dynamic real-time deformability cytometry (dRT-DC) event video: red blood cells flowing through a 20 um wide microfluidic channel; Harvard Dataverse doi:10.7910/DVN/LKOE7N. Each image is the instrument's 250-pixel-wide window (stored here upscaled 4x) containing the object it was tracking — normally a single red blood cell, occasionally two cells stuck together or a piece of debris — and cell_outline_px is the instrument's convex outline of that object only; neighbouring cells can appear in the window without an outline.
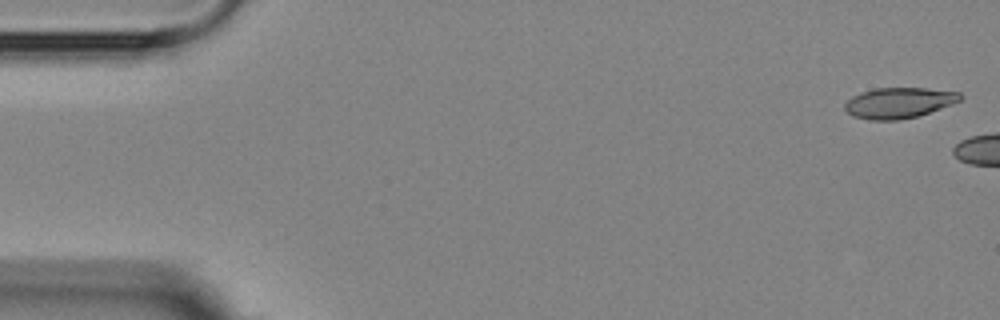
{"species": "Egyptian fruit bat (a non-hibernating species)", "species_latin": "Rousettus aegyptiacus", "temperature_condition": "room temperature", "stored_images_in_passage": 2, "camera_frame_rate_fps": 3000, "um_per_image_px": 0.085, "animal": {"sex": "female"}, "frame": {"image": 1, "passage_image": 1, "time_ms": 0.0, "image_size_px": [1000, 320], "cell_outline_px": [[964, 96], [960, 100], [952, 104], [916, 116], [900, 120], [868, 120], [852, 116], [844, 108], [844, 104], [852, 96], [860, 92], [876, 88], [924, 88], [960, 92]], "centroid_in_image_um": [76.38, 8.74], "position_along_channel_um": 8.6, "area_um2": 20.58}}